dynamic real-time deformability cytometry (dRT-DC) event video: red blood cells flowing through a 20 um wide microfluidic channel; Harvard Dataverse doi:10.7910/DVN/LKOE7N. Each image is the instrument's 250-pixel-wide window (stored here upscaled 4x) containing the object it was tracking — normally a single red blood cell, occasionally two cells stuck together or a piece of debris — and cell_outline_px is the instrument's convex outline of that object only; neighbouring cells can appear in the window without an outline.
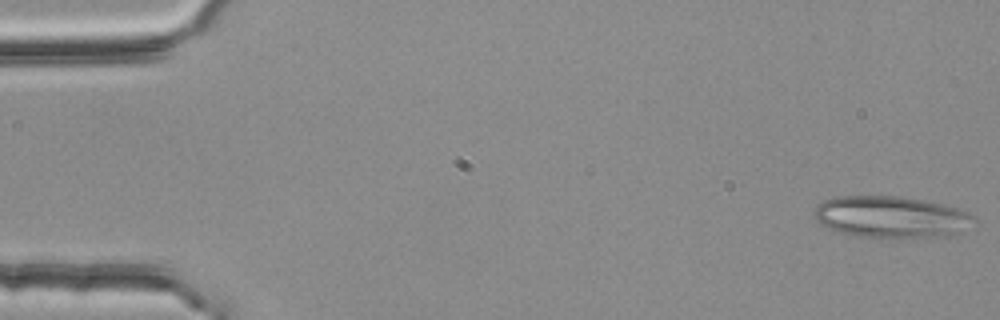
{"species": "common noctule bat (a hibernating species)", "species_latin": "Nyctalus noctula", "temperature_condition": "room temperature", "stored_images_in_passage": 55, "camera_frame_rate_fps": 3000, "um_per_image_px": 0.085, "animal": {"sex": "female", "body_mass_g": 25.1}, "frame": {"image": 1, "passage_image": 1, "time_ms": 0.0, "image_size_px": [1000, 320], "cell_outline_px": [[976, 220], [960, 232], [940, 236], [860, 236], [844, 232], [832, 228], [816, 220], [812, 212], [824, 200], [836, 196], [900, 196], [924, 200], [956, 208], [968, 212]], "centroid_in_image_um": [75.74, 18.4], "position_along_channel_um": 9.3, "area_um2": 37.63}}
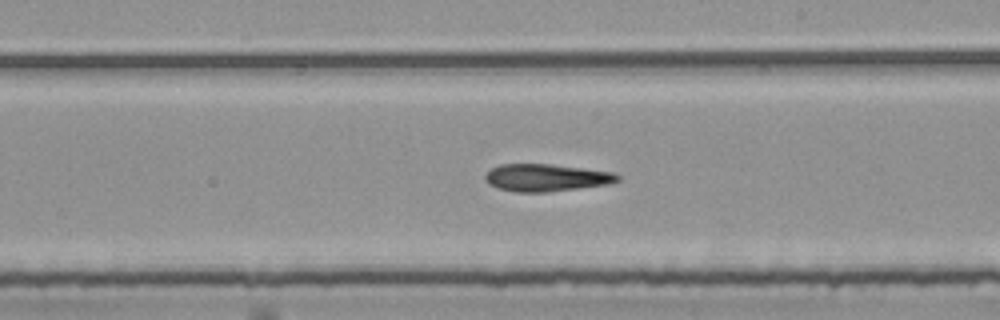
{"frame": {"image": 2, "passage_image": 31, "time_ms": 10.0, "image_size_px": [1000, 320], "cell_outline_px": [[620, 180], [608, 184], [544, 192], [516, 192], [500, 188], [488, 184], [484, 180], [484, 176], [492, 168], [500, 164], [548, 164], [584, 168], [616, 172], [620, 176]], "centroid_in_image_um": [46.43, 15.09], "position_along_channel_um": 242.6, "area_um2": 20.98}}
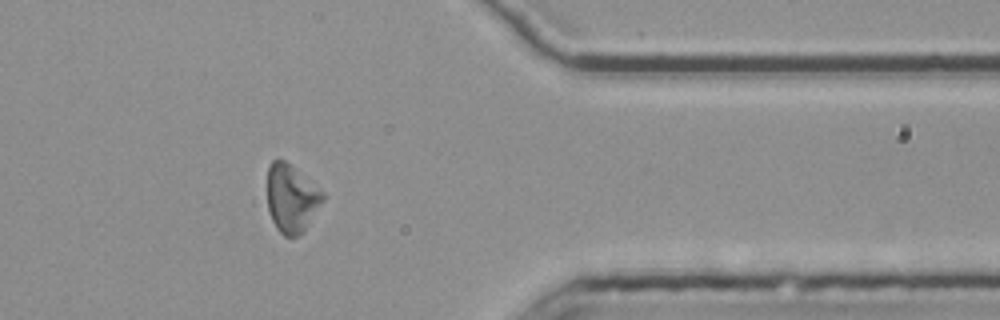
{"frame": {"image": 3, "passage_image": 44, "time_ms": 14.333, "image_size_px": [1000, 320], "cell_outline_px": [[324, 200], [304, 232], [296, 236], [284, 236], [276, 228], [272, 220], [268, 208], [268, 168], [272, 160], [284, 160], [324, 192]], "centroid_in_image_um": [24.78, 16.89], "position_along_channel_um": 386.6, "area_um2": 21.79}, "authors_computed_cell_mechanics": {"area_um2": 22.7154, "velocity_mm_per_s": 3.7577, "shape_relaxation_time_tau1_ms": 6.6455, "shape_relaxation_time_tau2_ms": null, "deformation_change_tau1": 0.1393, "deformation_change_tau2": null}}